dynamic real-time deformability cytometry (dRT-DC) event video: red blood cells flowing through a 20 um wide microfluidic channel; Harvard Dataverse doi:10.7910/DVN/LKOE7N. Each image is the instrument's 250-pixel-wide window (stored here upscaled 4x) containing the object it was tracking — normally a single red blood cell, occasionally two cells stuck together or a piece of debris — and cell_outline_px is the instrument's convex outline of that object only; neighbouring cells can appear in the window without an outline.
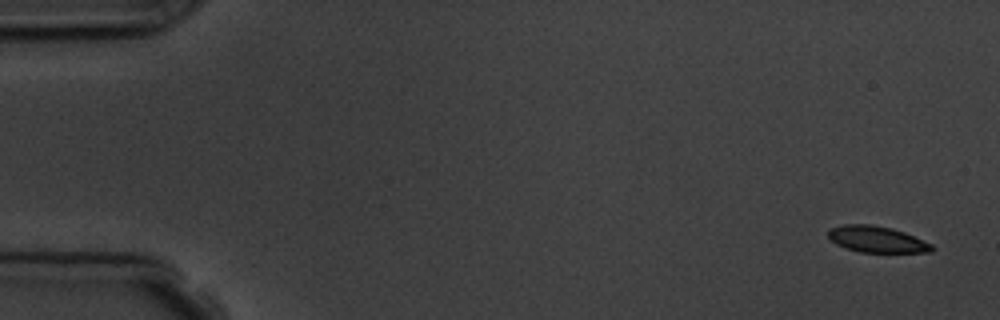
{"species": "common noctule bat (a hibernating species)", "species_latin": "Nyctalus noctula", "temperature_condition": "room temperature", "stored_images_in_passage": 5, "camera_frame_rate_fps": 3000, "um_per_image_px": 0.085, "animal": {"sex": "male", "body_mass_g": 19.5, "forearm_length_mm": 54.6}, "frame": {"image": 1, "passage_image": 1, "time_ms": 0.0, "image_size_px": [1000, 320], "cell_outline_px": [[936, 248], [932, 252], [860, 252], [836, 244], [828, 236], [828, 228], [844, 224], [872, 224], [892, 228], [904, 232], [932, 244]], "centroid_in_image_um": [74.54, 20.33], "position_along_channel_um": 10.5, "area_um2": 15.9}}
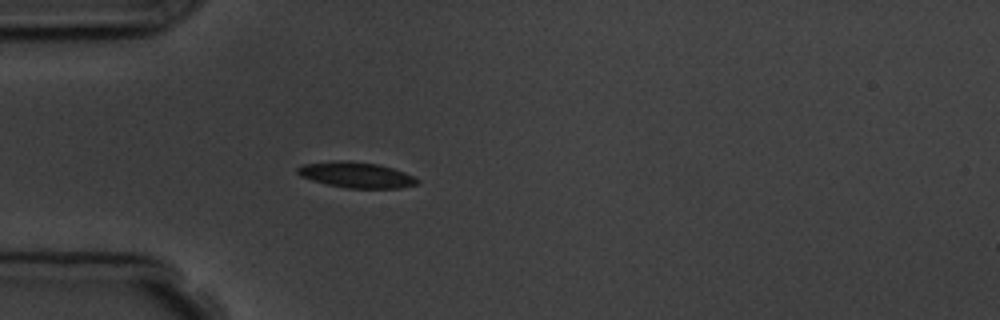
{"frame": {"image": 2, "passage_image": 5, "time_ms": 4.667, "image_size_px": [1000, 320], "cell_outline_px": [[420, 180], [416, 184], [400, 188], [348, 188], [328, 184], [312, 180], [300, 176], [296, 172], [296, 168], [300, 164], [336, 160], [344, 160], [376, 164], [392, 168], [416, 176]], "centroid_in_image_um": [30.26, 14.86], "position_along_channel_um": 54.7, "area_um2": 17.98}}